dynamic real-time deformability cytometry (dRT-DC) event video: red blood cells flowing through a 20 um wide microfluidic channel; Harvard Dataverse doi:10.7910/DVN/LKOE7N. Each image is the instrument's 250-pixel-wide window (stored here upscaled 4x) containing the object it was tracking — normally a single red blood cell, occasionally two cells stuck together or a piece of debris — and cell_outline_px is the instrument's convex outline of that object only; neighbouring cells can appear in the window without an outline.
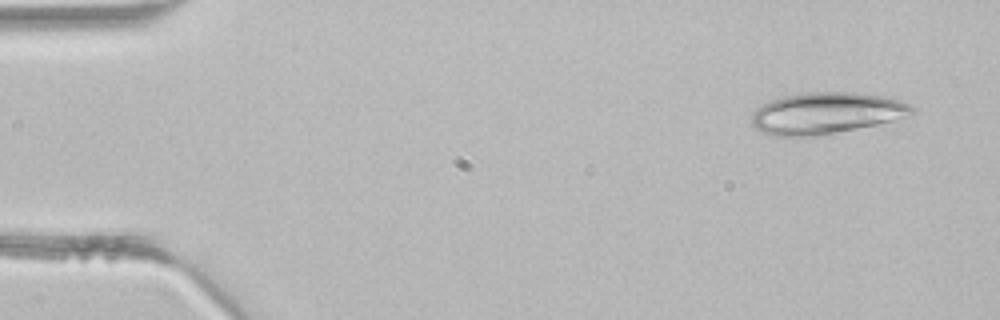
{"species": "common noctule bat (a hibernating species)", "species_latin": "Nyctalus noctula", "temperature_condition": "room temperature", "stored_images_in_passage": 4, "camera_frame_rate_fps": 3000, "um_per_image_px": 0.085, "animal": {"sex": "male", "body_mass_g": 21.5, "forearm_length_mm": 52.0}, "frame": {"image": 1, "passage_image": 1, "time_ms": 0.0, "image_size_px": [1000, 320], "cell_outline_px": [[916, 112], [892, 120], [876, 124], [816, 136], [772, 136], [756, 128], [752, 124], [752, 112], [756, 108], [772, 100], [784, 96], [804, 92], [856, 92], [884, 96], [908, 104], [916, 108]], "centroid_in_image_um": [70.19, 9.61], "position_along_channel_um": 14.8, "area_um2": 38.38}}